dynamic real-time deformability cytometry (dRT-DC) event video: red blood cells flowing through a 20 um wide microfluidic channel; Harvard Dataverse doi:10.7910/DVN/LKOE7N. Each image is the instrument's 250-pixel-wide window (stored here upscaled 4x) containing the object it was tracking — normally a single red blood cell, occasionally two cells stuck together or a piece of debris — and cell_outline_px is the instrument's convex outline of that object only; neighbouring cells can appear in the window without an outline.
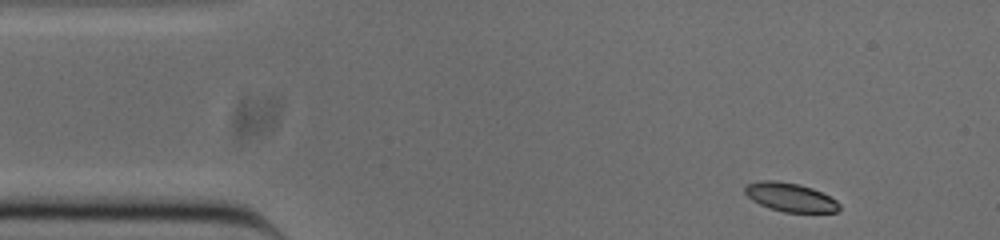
{"species": "common noctule bat (a hibernating species)", "species_latin": "Nyctalus noctula", "temperature_condition": "cold", "stored_images_in_passage": 48, "camera_frame_rate_fps": 3000, "um_per_image_px": 0.085, "animal": {"sex": "male", "body_mass_g": 20.0, "forearm_length_mm": 53.3}, "frame": {"image": 1, "passage_image": 1, "time_ms": 0.0, "image_size_px": [1000, 240], "cell_outline_px": [[840, 208], [836, 212], [784, 212], [768, 208], [752, 200], [744, 192], [744, 188], [748, 184], [760, 180], [776, 180], [800, 184], [812, 188], [836, 200], [840, 204]], "centroid_in_image_um": [67.16, 16.76], "position_along_channel_um": 17.8, "area_um2": 15.78}}
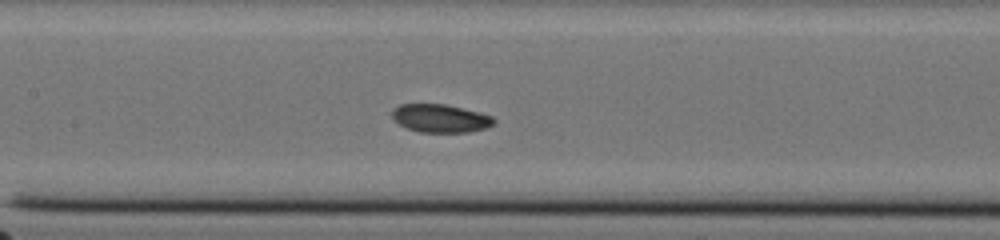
{"frame": {"image": 2, "passage_image": 19, "time_ms": 6.0, "image_size_px": [1000, 240], "cell_outline_px": [[496, 124], [484, 128], [468, 132], [420, 132], [408, 128], [400, 124], [392, 116], [392, 108], [400, 104], [444, 104], [480, 112], [492, 116], [496, 120]], "centroid_in_image_um": [37.46, 10.05], "position_along_channel_um": 169.9, "area_um2": 16.65}}
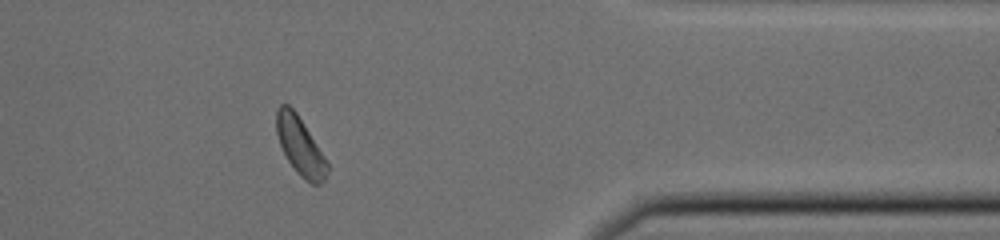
{"frame": {"image": 3, "passage_image": 38, "time_ms": 12.333, "image_size_px": [1000, 240], "cell_outline_px": [[328, 172], [324, 180], [320, 184], [312, 184], [304, 180], [296, 172], [288, 160], [280, 144], [276, 132], [276, 112], [280, 104], [288, 104], [296, 112], [328, 164]], "centroid_in_image_um": [25.49, 12.43], "position_along_channel_um": 385.9, "area_um2": 16.76}, "authors_computed_cell_mechanics": {"area_um2": 17.1088, "velocity_mm_per_s": 3.8245, "shape_relaxation_time_tau1_ms": 2.6437, "shape_relaxation_time_tau2_ms": null, "deformation_change_tau1": 0.0995, "deformation_change_tau2": null}}